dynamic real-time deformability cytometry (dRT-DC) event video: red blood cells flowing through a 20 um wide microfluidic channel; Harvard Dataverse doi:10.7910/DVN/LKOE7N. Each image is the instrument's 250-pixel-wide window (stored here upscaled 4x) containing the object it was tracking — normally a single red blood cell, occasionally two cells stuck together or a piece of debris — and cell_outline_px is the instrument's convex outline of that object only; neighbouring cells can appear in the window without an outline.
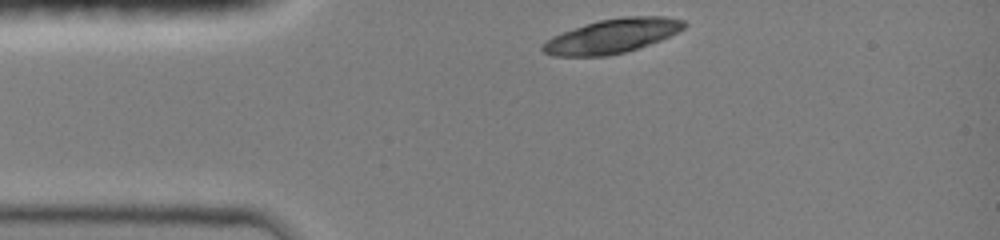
{"species": "common noctule bat (a hibernating species)", "species_latin": "Nyctalus noctula", "temperature_condition": "room temperature", "stored_images_in_passage": 7, "camera_frame_rate_fps": 3000, "um_per_image_px": 0.085, "animal": {"sex": "female", "body_mass_g": 19.0, "forearm_length_mm": 51.5}, "frame": {"image": 1, "passage_image": 1, "time_ms": 0.0, "image_size_px": [1000, 240], "cell_outline_px": [[688, 24], [684, 28], [660, 40], [624, 52], [608, 56], [552, 56], [544, 52], [540, 48], [540, 44], [552, 36], [600, 20], [624, 16], [664, 16], [684, 20]], "centroid_in_image_um": [52.02, 3.06], "position_along_channel_um": 33.0, "area_um2": 27.92}}